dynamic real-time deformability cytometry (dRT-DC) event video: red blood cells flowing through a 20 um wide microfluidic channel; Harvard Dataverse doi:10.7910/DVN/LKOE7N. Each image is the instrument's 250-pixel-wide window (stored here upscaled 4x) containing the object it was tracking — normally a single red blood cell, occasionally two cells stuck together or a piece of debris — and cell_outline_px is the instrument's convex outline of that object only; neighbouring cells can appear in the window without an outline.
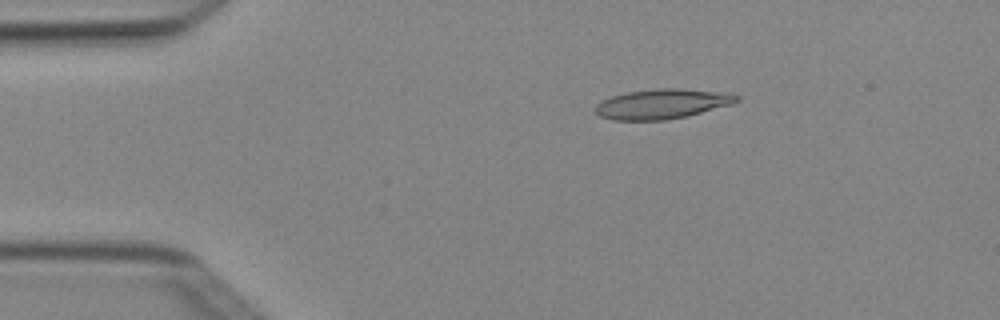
{"species": "Egyptian fruit bat (a non-hibernating species)", "species_latin": "Rousettus aegyptiacus", "temperature_condition": "cold", "stored_images_in_passage": 6, "camera_frame_rate_fps": 3000, "um_per_image_px": 0.085, "animal": {"sex": "female"}, "frame": {"image": 1, "passage_image": 3, "time_ms": 0.667, "image_size_px": [1000, 320], "cell_outline_px": [[740, 100], [732, 104], [688, 116], [664, 120], [612, 120], [600, 116], [596, 112], [596, 104], [612, 96], [624, 92], [656, 88], [680, 88], [728, 92], [740, 96]], "centroid_in_image_um": [56.33, 8.82], "position_along_channel_um": 28.7, "area_um2": 24.8}}
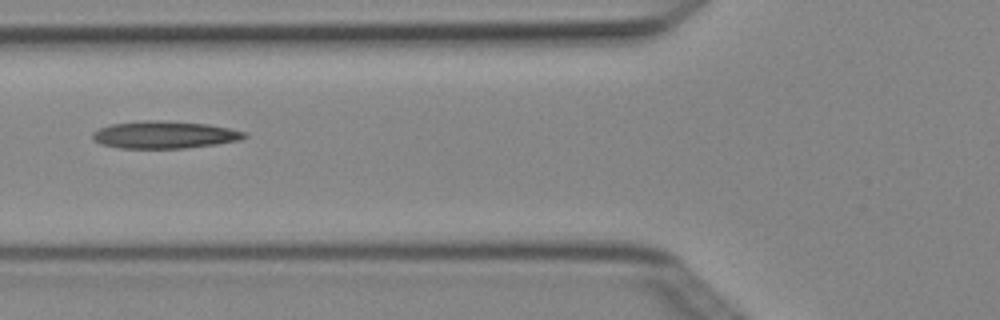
{"frame": {"image": 2, "passage_image": 5, "time_ms": 1.333, "image_size_px": [1000, 320], "cell_outline_px": [[248, 136], [240, 140], [216, 144], [184, 148], [120, 148], [100, 144], [92, 136], [92, 132], [100, 128], [112, 124], [144, 120], [152, 120], [208, 124], [228, 128], [244, 132]], "centroid_in_image_um": [13.97, 11.46], "position_along_channel_um": 111.8, "area_um2": 23.93}}
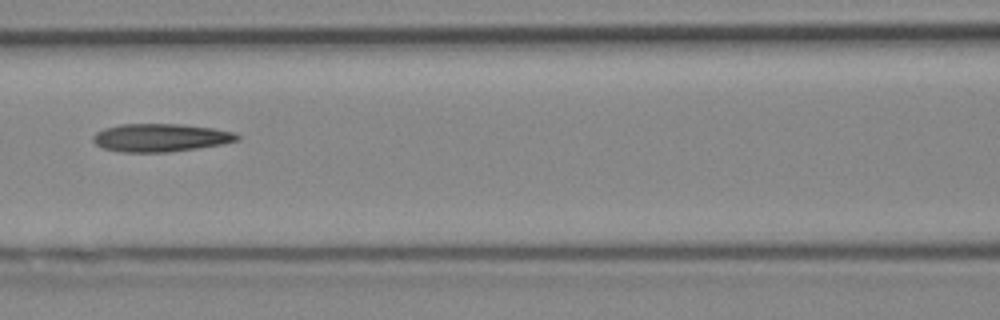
{"frame": {"image": 3, "passage_image": 6, "time_ms": 1.667, "image_size_px": [1000, 320], "cell_outline_px": [[240, 140], [224, 144], [168, 152], [124, 152], [104, 148], [96, 144], [92, 140], [92, 136], [96, 132], [104, 128], [120, 124], [180, 124], [212, 128], [232, 132], [240, 136]], "centroid_in_image_um": [13.64, 11.7], "position_along_channel_um": 153.0, "area_um2": 23.47}}